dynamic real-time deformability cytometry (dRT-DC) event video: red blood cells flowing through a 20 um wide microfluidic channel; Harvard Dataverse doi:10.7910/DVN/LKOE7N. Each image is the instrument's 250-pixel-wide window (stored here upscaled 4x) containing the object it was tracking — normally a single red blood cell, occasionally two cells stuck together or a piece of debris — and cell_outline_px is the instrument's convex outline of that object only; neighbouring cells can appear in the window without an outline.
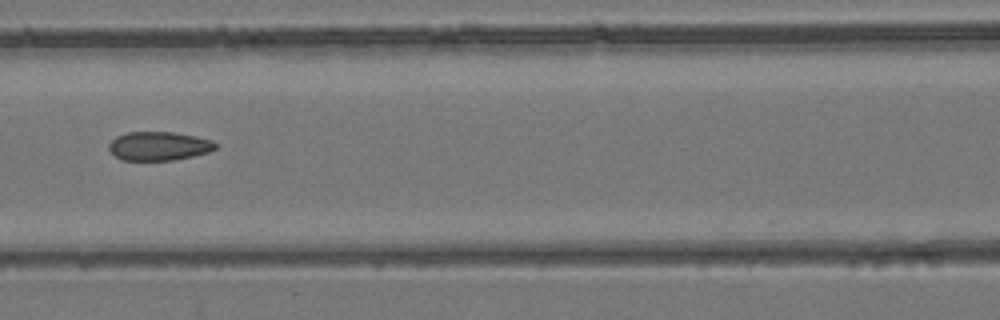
{"species": "common noctule bat (a hibernating species)", "species_latin": "Nyctalus noctula", "temperature_condition": "room temperature", "stored_images_in_passage": 6, "camera_frame_rate_fps": 3000, "um_per_image_px": 0.085, "animal": {"sex": "female", "body_mass_g": 24.6, "forearm_length_mm": 56.2}, "frame": {"image": 1, "passage_image": 4, "time_ms": 3.667, "image_size_px": [1000, 320], "cell_outline_px": [[220, 144], [216, 148], [208, 152], [192, 156], [172, 160], [120, 160], [108, 148], [108, 144], [116, 136], [128, 132], [172, 132], [196, 136], [212, 140]], "centroid_in_image_um": [13.52, 12.41], "position_along_channel_um": 153.1, "area_um2": 17.92}}
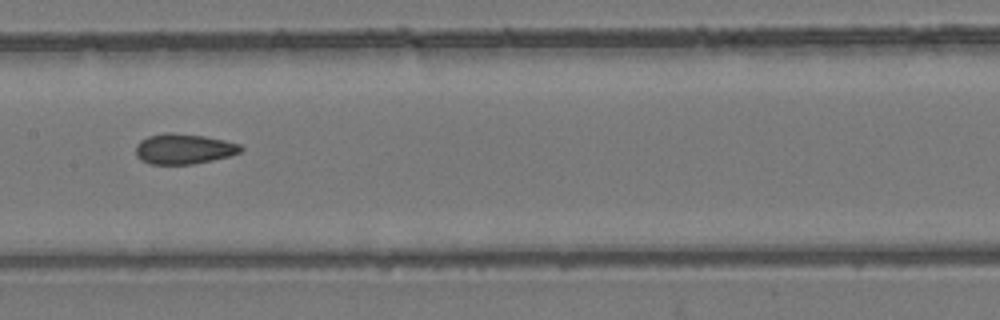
{"frame": {"image": 2, "passage_image": 5, "time_ms": 4.667, "image_size_px": [1000, 320], "cell_outline_px": [[244, 148], [240, 152], [228, 156], [212, 160], [192, 164], [148, 164], [140, 160], [136, 156], [136, 144], [140, 140], [148, 136], [164, 132], [172, 132], [204, 136], [224, 140], [240, 144]], "centroid_in_image_um": [15.58, 12.65], "position_along_channel_um": 191.8, "area_um2": 18.67}}
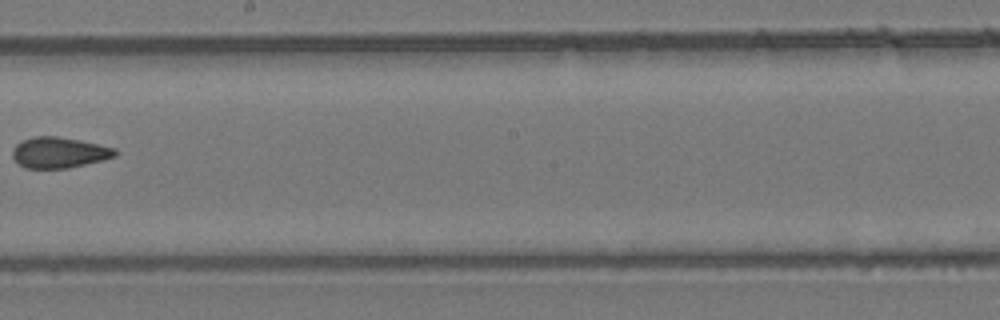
{"frame": {"image": 3, "passage_image": 6, "time_ms": 6.0, "image_size_px": [1000, 320], "cell_outline_px": [[116, 156], [68, 168], [24, 168], [12, 156], [12, 148], [20, 140], [36, 136], [56, 136], [80, 140], [116, 148]], "centroid_in_image_um": [4.98, 12.95], "position_along_channel_um": 243.2, "area_um2": 18.32}}